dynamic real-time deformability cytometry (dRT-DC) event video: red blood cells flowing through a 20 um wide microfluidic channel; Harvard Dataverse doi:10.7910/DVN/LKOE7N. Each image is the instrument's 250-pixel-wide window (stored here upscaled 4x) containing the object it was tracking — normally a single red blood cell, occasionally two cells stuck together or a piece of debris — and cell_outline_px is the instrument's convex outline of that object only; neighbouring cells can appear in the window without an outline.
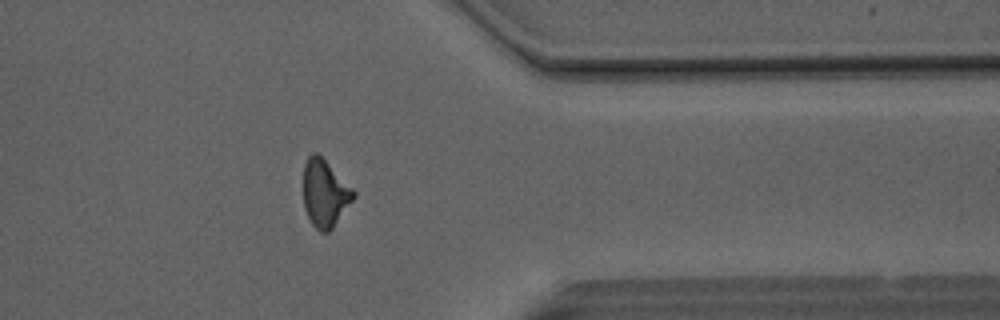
{"species": "Egyptian fruit bat (a non-hibernating species)", "species_latin": "Rousettus aegyptiacus", "temperature_condition": "room temperature", "stored_images_in_passage": 49, "camera_frame_rate_fps": 3000, "um_per_image_px": 0.085, "animal": {"sex": "male"}, "frame": {"image": 1, "passage_image": 39, "time_ms": 12.667, "image_size_px": [1000, 320], "cell_outline_px": [[356, 196], [332, 228], [328, 232], [320, 232], [312, 224], [304, 208], [304, 164], [308, 156], [312, 152], [316, 152], [356, 192]], "centroid_in_image_um": [27.6, 16.44], "position_along_channel_um": 383.8, "area_um2": 19.31}}
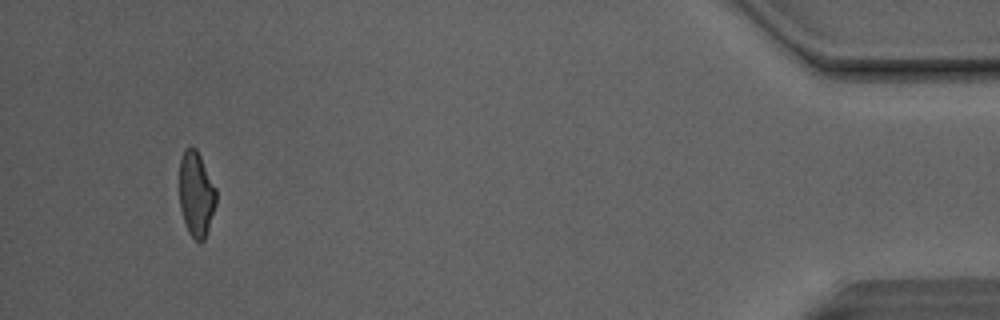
{"frame": {"image": 2, "passage_image": 46, "time_ms": 15.0, "image_size_px": [1000, 320], "cell_outline_px": [[216, 204], [204, 240], [200, 244], [188, 232], [180, 208], [180, 160], [184, 148], [196, 148], [216, 188]], "centroid_in_image_um": [16.68, 16.51], "position_along_channel_um": 418.5, "area_um2": 18.03}, "authors_computed_cell_mechanics": {"area_um2": 19.941, "velocity_mm_per_s": 4.1636, "shape_relaxation_time_tau1_ms": 10.3367, "shape_relaxation_time_tau2_ms": 2.1089, "deformation_change_tau1": 0.2236, "deformation_change_tau2": 0.1154}}